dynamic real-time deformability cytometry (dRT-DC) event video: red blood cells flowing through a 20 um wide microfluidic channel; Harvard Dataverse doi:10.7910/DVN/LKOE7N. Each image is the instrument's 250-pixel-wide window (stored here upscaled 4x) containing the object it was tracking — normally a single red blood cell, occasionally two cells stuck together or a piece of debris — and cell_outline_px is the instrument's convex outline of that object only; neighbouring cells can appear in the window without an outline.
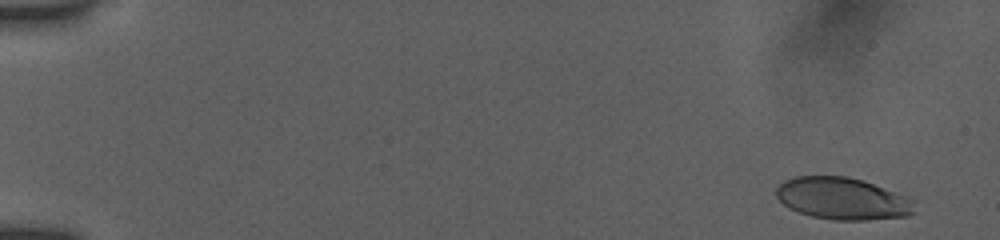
{"species": "human", "species_latin": "Homo sapiens", "temperature_condition": "room temperature", "stored_images_in_passage": 52, "camera_frame_rate_fps": 3000, "um_per_image_px": 0.085, "donor": {"sex": "female"}, "frame": {"image": 1, "passage_image": 1, "time_ms": 0.0, "image_size_px": [1000, 240], "cell_outline_px": [[912, 212], [908, 216], [868, 220], [832, 220], [812, 216], [788, 208], [776, 196], [776, 188], [784, 180], [796, 176], [848, 176], [872, 184], [904, 196], [912, 200]], "centroid_in_image_um": [71.54, 16.88], "position_along_channel_um": 13.5, "area_um2": 33.41}}
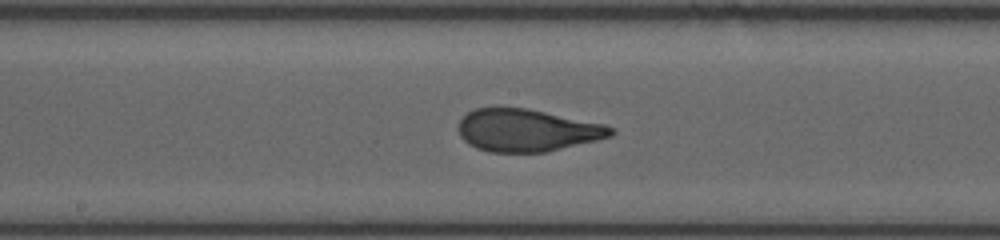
{"frame": {"image": 2, "passage_image": 28, "time_ms": 9.0, "image_size_px": [1000, 240], "cell_outline_px": [[616, 132], [612, 136], [548, 152], [488, 152], [476, 148], [468, 144], [460, 136], [456, 128], [460, 120], [468, 112], [476, 108], [524, 108], [604, 124], [616, 128]], "centroid_in_image_um": [44.78, 11.09], "position_along_channel_um": 203.4, "area_um2": 37.63}}
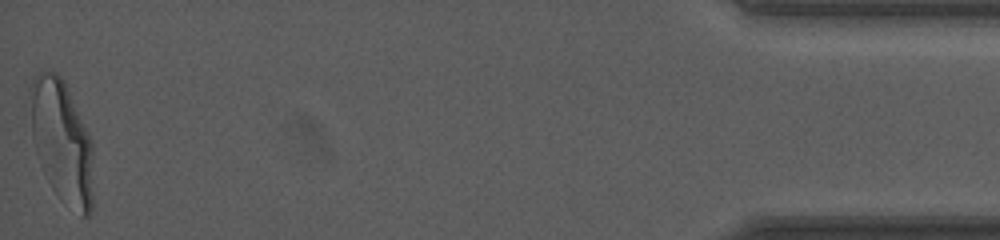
{"frame": {"image": 3, "passage_image": 52, "time_ms": 17.0, "image_size_px": [1000, 240], "cell_outline_px": [[92, 208], [88, 216], [80, 216], [44, 172], [40, 164], [36, 152], [32, 136], [28, 92], [28, 88], [32, 80], [44, 68], [56, 72], [64, 80], [68, 88], [92, 140]], "centroid_in_image_um": [5.24, 11.87], "position_along_channel_um": 430.0, "area_um2": 44.45}, "authors_computed_cell_mechanics": {"area_um2": 37.6567, "velocity_mm_per_s": 3.8731, "shape_relaxation_time_tau1_ms": 6.1523, "shape_relaxation_time_tau2_ms": null, "deformation_change_tau1": 0.2419, "deformation_change_tau2": null}}